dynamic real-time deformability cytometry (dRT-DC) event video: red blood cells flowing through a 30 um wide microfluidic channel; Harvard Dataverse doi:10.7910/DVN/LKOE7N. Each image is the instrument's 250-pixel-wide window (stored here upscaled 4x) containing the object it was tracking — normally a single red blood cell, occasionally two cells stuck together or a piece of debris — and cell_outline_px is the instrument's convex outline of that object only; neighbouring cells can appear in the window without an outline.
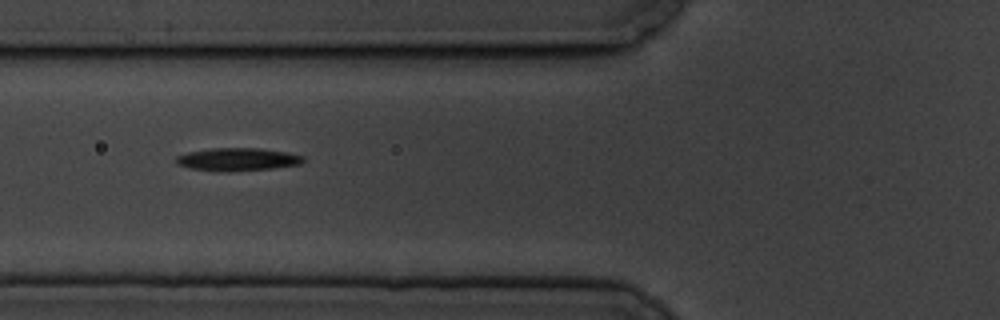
{"species": "common noctule bat (a hibernating species)", "species_latin": "Nyctalus noctula", "temperature_condition": "cold", "stored_images_in_passage": 3, "camera_frame_rate_fps": 3000, "um_per_image_px": 0.085, "animal": {"sex": "male", "body_mass_g": 19.5, "forearm_length_mm": 54.6}, "frame": {"image": 1, "passage_image": 2, "time_ms": 1.333, "image_size_px": [1000, 320], "cell_outline_px": [[304, 160], [300, 164], [272, 168], [228, 172], [224, 172], [188, 168], [176, 164], [176, 156], [188, 152], [212, 148], [260, 148], [288, 152], [304, 156]], "centroid_in_image_um": [20.18, 13.55], "position_along_channel_um": 105.6, "area_um2": 17.05}}
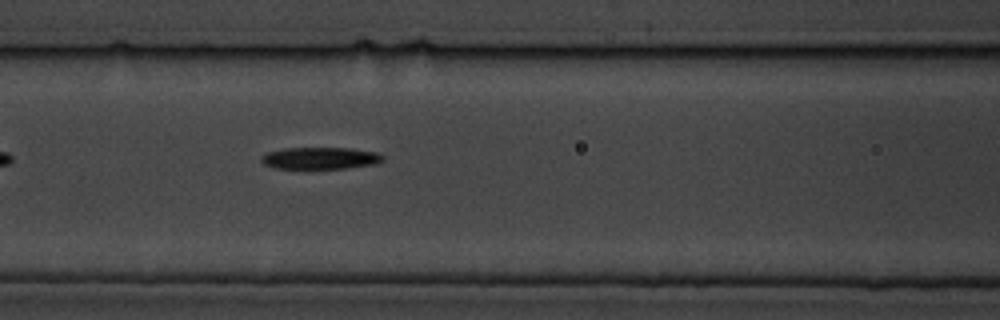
{"frame": {"image": 2, "passage_image": 3, "time_ms": 2.333, "image_size_px": [1000, 320], "cell_outline_px": [[384, 160], [376, 164], [344, 168], [272, 168], [264, 164], [260, 160], [260, 156], [264, 152], [284, 148], [352, 148], [376, 152], [384, 156]], "centroid_in_image_um": [27.18, 13.43], "position_along_channel_um": 139.4, "area_um2": 15.66}}